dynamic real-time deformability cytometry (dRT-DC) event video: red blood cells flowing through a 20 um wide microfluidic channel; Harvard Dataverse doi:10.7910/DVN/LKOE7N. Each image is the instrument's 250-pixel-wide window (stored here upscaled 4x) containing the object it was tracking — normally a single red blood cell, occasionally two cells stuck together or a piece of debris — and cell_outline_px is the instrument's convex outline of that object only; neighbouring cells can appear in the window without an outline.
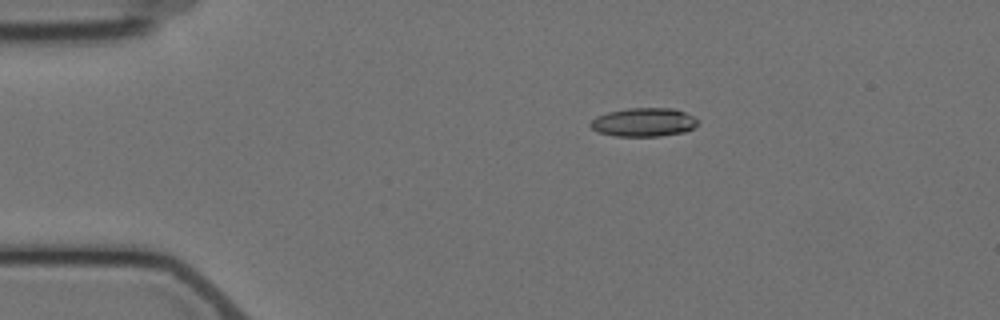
{"species": "Egyptian fruit bat (a non-hibernating species)", "species_latin": "Rousettus aegyptiacus", "temperature_condition": "cold", "stored_images_in_passage": 7, "camera_frame_rate_fps": 3000, "um_per_image_px": 0.085, "animal": {"sex": "female"}, "frame": {"image": 1, "passage_image": 4, "time_ms": 3.333, "image_size_px": [1000, 320], "cell_outline_px": [[700, 120], [692, 128], [684, 132], [660, 136], [616, 136], [596, 132], [588, 124], [596, 116], [608, 112], [628, 108], [672, 108], [684, 112]], "centroid_in_image_um": [54.69, 10.39], "position_along_channel_um": 30.3, "area_um2": 17.92}}
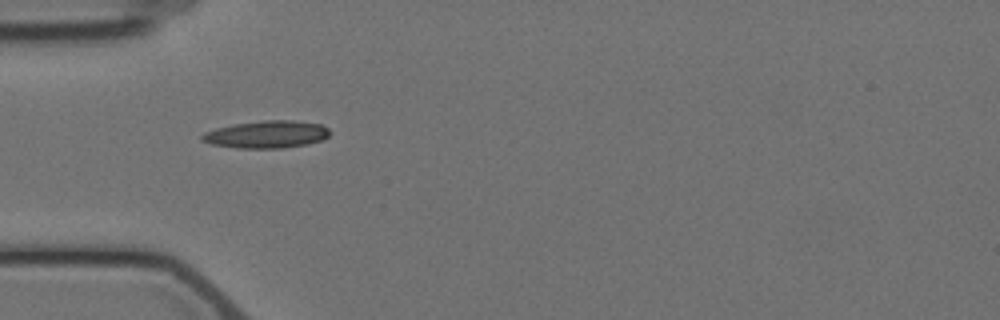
{"frame": {"image": 2, "passage_image": 6, "time_ms": 5.667, "image_size_px": [1000, 320], "cell_outline_px": [[332, 132], [328, 136], [320, 140], [308, 144], [280, 148], [240, 148], [212, 144], [200, 140], [200, 136], [204, 132], [216, 128], [232, 124], [264, 120], [292, 120], [320, 124], [328, 128]], "centroid_in_image_um": [22.65, 11.41], "position_along_channel_um": 62.3, "area_um2": 20.4}}
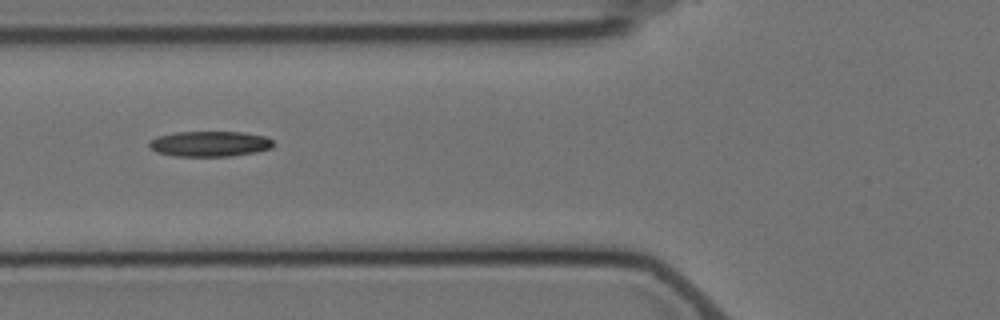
{"frame": {"image": 3, "passage_image": 7, "time_ms": 7.0, "image_size_px": [1000, 320], "cell_outline_px": [[272, 148], [256, 152], [232, 156], [172, 156], [156, 152], [148, 144], [148, 140], [156, 136], [176, 132], [244, 132], [268, 136], [272, 140]], "centroid_in_image_um": [17.82, 12.22], "position_along_channel_um": 108.0, "area_um2": 18.61}}